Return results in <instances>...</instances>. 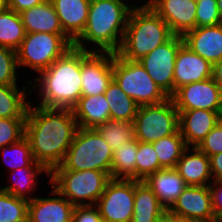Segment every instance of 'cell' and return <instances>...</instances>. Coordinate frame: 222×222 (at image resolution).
Segmentation results:
<instances>
[{
	"instance_id": "cell-7",
	"label": "cell",
	"mask_w": 222,
	"mask_h": 222,
	"mask_svg": "<svg viewBox=\"0 0 222 222\" xmlns=\"http://www.w3.org/2000/svg\"><path fill=\"white\" fill-rule=\"evenodd\" d=\"M113 79L139 106L159 104L169 97L153 81L139 61L113 53Z\"/></svg>"
},
{
	"instance_id": "cell-45",
	"label": "cell",
	"mask_w": 222,
	"mask_h": 222,
	"mask_svg": "<svg viewBox=\"0 0 222 222\" xmlns=\"http://www.w3.org/2000/svg\"><path fill=\"white\" fill-rule=\"evenodd\" d=\"M156 222H175V215L171 214L168 210H166L157 220Z\"/></svg>"
},
{
	"instance_id": "cell-11",
	"label": "cell",
	"mask_w": 222,
	"mask_h": 222,
	"mask_svg": "<svg viewBox=\"0 0 222 222\" xmlns=\"http://www.w3.org/2000/svg\"><path fill=\"white\" fill-rule=\"evenodd\" d=\"M96 206L103 222H131L134 213V180L111 179Z\"/></svg>"
},
{
	"instance_id": "cell-21",
	"label": "cell",
	"mask_w": 222,
	"mask_h": 222,
	"mask_svg": "<svg viewBox=\"0 0 222 222\" xmlns=\"http://www.w3.org/2000/svg\"><path fill=\"white\" fill-rule=\"evenodd\" d=\"M64 33L74 42L85 29L91 0H50Z\"/></svg>"
},
{
	"instance_id": "cell-34",
	"label": "cell",
	"mask_w": 222,
	"mask_h": 222,
	"mask_svg": "<svg viewBox=\"0 0 222 222\" xmlns=\"http://www.w3.org/2000/svg\"><path fill=\"white\" fill-rule=\"evenodd\" d=\"M28 202L0 190V222H28Z\"/></svg>"
},
{
	"instance_id": "cell-26",
	"label": "cell",
	"mask_w": 222,
	"mask_h": 222,
	"mask_svg": "<svg viewBox=\"0 0 222 222\" xmlns=\"http://www.w3.org/2000/svg\"><path fill=\"white\" fill-rule=\"evenodd\" d=\"M27 83L21 90L18 85H0V118H26L31 101L27 98L31 95L30 80Z\"/></svg>"
},
{
	"instance_id": "cell-47",
	"label": "cell",
	"mask_w": 222,
	"mask_h": 222,
	"mask_svg": "<svg viewBox=\"0 0 222 222\" xmlns=\"http://www.w3.org/2000/svg\"><path fill=\"white\" fill-rule=\"evenodd\" d=\"M217 8L219 11L220 19L222 21V0H217Z\"/></svg>"
},
{
	"instance_id": "cell-48",
	"label": "cell",
	"mask_w": 222,
	"mask_h": 222,
	"mask_svg": "<svg viewBox=\"0 0 222 222\" xmlns=\"http://www.w3.org/2000/svg\"><path fill=\"white\" fill-rule=\"evenodd\" d=\"M5 7V0H0V11Z\"/></svg>"
},
{
	"instance_id": "cell-33",
	"label": "cell",
	"mask_w": 222,
	"mask_h": 222,
	"mask_svg": "<svg viewBox=\"0 0 222 222\" xmlns=\"http://www.w3.org/2000/svg\"><path fill=\"white\" fill-rule=\"evenodd\" d=\"M6 166L14 171L22 167H45L36 162L32 156L29 140L24 137L20 141L6 145L0 149Z\"/></svg>"
},
{
	"instance_id": "cell-20",
	"label": "cell",
	"mask_w": 222,
	"mask_h": 222,
	"mask_svg": "<svg viewBox=\"0 0 222 222\" xmlns=\"http://www.w3.org/2000/svg\"><path fill=\"white\" fill-rule=\"evenodd\" d=\"M175 169L187 186H206L213 181L210 159L198 147H187Z\"/></svg>"
},
{
	"instance_id": "cell-3",
	"label": "cell",
	"mask_w": 222,
	"mask_h": 222,
	"mask_svg": "<svg viewBox=\"0 0 222 222\" xmlns=\"http://www.w3.org/2000/svg\"><path fill=\"white\" fill-rule=\"evenodd\" d=\"M38 76L30 87L38 89L39 106L72 109L82 96L81 49L73 46Z\"/></svg>"
},
{
	"instance_id": "cell-22",
	"label": "cell",
	"mask_w": 222,
	"mask_h": 222,
	"mask_svg": "<svg viewBox=\"0 0 222 222\" xmlns=\"http://www.w3.org/2000/svg\"><path fill=\"white\" fill-rule=\"evenodd\" d=\"M144 181L167 210L187 186L175 168H163L149 175Z\"/></svg>"
},
{
	"instance_id": "cell-15",
	"label": "cell",
	"mask_w": 222,
	"mask_h": 222,
	"mask_svg": "<svg viewBox=\"0 0 222 222\" xmlns=\"http://www.w3.org/2000/svg\"><path fill=\"white\" fill-rule=\"evenodd\" d=\"M168 24L174 35L196 28V0H145Z\"/></svg>"
},
{
	"instance_id": "cell-41",
	"label": "cell",
	"mask_w": 222,
	"mask_h": 222,
	"mask_svg": "<svg viewBox=\"0 0 222 222\" xmlns=\"http://www.w3.org/2000/svg\"><path fill=\"white\" fill-rule=\"evenodd\" d=\"M209 189L211 192L215 222H218L222 219V181H212Z\"/></svg>"
},
{
	"instance_id": "cell-9",
	"label": "cell",
	"mask_w": 222,
	"mask_h": 222,
	"mask_svg": "<svg viewBox=\"0 0 222 222\" xmlns=\"http://www.w3.org/2000/svg\"><path fill=\"white\" fill-rule=\"evenodd\" d=\"M135 139L153 143L179 130V113L171 97L159 104L141 105L134 119Z\"/></svg>"
},
{
	"instance_id": "cell-40",
	"label": "cell",
	"mask_w": 222,
	"mask_h": 222,
	"mask_svg": "<svg viewBox=\"0 0 222 222\" xmlns=\"http://www.w3.org/2000/svg\"><path fill=\"white\" fill-rule=\"evenodd\" d=\"M72 222H103L96 205L75 206Z\"/></svg>"
},
{
	"instance_id": "cell-38",
	"label": "cell",
	"mask_w": 222,
	"mask_h": 222,
	"mask_svg": "<svg viewBox=\"0 0 222 222\" xmlns=\"http://www.w3.org/2000/svg\"><path fill=\"white\" fill-rule=\"evenodd\" d=\"M222 23L217 0H196V27L214 26Z\"/></svg>"
},
{
	"instance_id": "cell-28",
	"label": "cell",
	"mask_w": 222,
	"mask_h": 222,
	"mask_svg": "<svg viewBox=\"0 0 222 222\" xmlns=\"http://www.w3.org/2000/svg\"><path fill=\"white\" fill-rule=\"evenodd\" d=\"M110 108V119L134 122L139 105L113 79L104 92Z\"/></svg>"
},
{
	"instance_id": "cell-25",
	"label": "cell",
	"mask_w": 222,
	"mask_h": 222,
	"mask_svg": "<svg viewBox=\"0 0 222 222\" xmlns=\"http://www.w3.org/2000/svg\"><path fill=\"white\" fill-rule=\"evenodd\" d=\"M166 210L145 181L134 180V213L131 222H156Z\"/></svg>"
},
{
	"instance_id": "cell-42",
	"label": "cell",
	"mask_w": 222,
	"mask_h": 222,
	"mask_svg": "<svg viewBox=\"0 0 222 222\" xmlns=\"http://www.w3.org/2000/svg\"><path fill=\"white\" fill-rule=\"evenodd\" d=\"M45 1L46 0H5V6L20 14Z\"/></svg>"
},
{
	"instance_id": "cell-13",
	"label": "cell",
	"mask_w": 222,
	"mask_h": 222,
	"mask_svg": "<svg viewBox=\"0 0 222 222\" xmlns=\"http://www.w3.org/2000/svg\"><path fill=\"white\" fill-rule=\"evenodd\" d=\"M171 98L178 112L195 109L222 112V91L213 77L183 85Z\"/></svg>"
},
{
	"instance_id": "cell-37",
	"label": "cell",
	"mask_w": 222,
	"mask_h": 222,
	"mask_svg": "<svg viewBox=\"0 0 222 222\" xmlns=\"http://www.w3.org/2000/svg\"><path fill=\"white\" fill-rule=\"evenodd\" d=\"M26 118H0V149L25 137Z\"/></svg>"
},
{
	"instance_id": "cell-35",
	"label": "cell",
	"mask_w": 222,
	"mask_h": 222,
	"mask_svg": "<svg viewBox=\"0 0 222 222\" xmlns=\"http://www.w3.org/2000/svg\"><path fill=\"white\" fill-rule=\"evenodd\" d=\"M152 143L139 142L136 154V180L144 181L152 173L162 170Z\"/></svg>"
},
{
	"instance_id": "cell-5",
	"label": "cell",
	"mask_w": 222,
	"mask_h": 222,
	"mask_svg": "<svg viewBox=\"0 0 222 222\" xmlns=\"http://www.w3.org/2000/svg\"><path fill=\"white\" fill-rule=\"evenodd\" d=\"M113 151L95 128L77 129L63 162L52 170H98L111 174Z\"/></svg>"
},
{
	"instance_id": "cell-39",
	"label": "cell",
	"mask_w": 222,
	"mask_h": 222,
	"mask_svg": "<svg viewBox=\"0 0 222 222\" xmlns=\"http://www.w3.org/2000/svg\"><path fill=\"white\" fill-rule=\"evenodd\" d=\"M198 148L208 157L222 152V119L206 135Z\"/></svg>"
},
{
	"instance_id": "cell-18",
	"label": "cell",
	"mask_w": 222,
	"mask_h": 222,
	"mask_svg": "<svg viewBox=\"0 0 222 222\" xmlns=\"http://www.w3.org/2000/svg\"><path fill=\"white\" fill-rule=\"evenodd\" d=\"M212 76L213 65L183 43L175 61L174 93L183 85L200 82Z\"/></svg>"
},
{
	"instance_id": "cell-23",
	"label": "cell",
	"mask_w": 222,
	"mask_h": 222,
	"mask_svg": "<svg viewBox=\"0 0 222 222\" xmlns=\"http://www.w3.org/2000/svg\"><path fill=\"white\" fill-rule=\"evenodd\" d=\"M72 111L81 128H96L110 119V108L104 94L81 96Z\"/></svg>"
},
{
	"instance_id": "cell-2",
	"label": "cell",
	"mask_w": 222,
	"mask_h": 222,
	"mask_svg": "<svg viewBox=\"0 0 222 222\" xmlns=\"http://www.w3.org/2000/svg\"><path fill=\"white\" fill-rule=\"evenodd\" d=\"M125 1L91 0L85 29L73 42V46L90 52L117 53L124 38L129 14L136 4ZM85 43L93 44L96 49H92L91 45V48L89 45L87 47Z\"/></svg>"
},
{
	"instance_id": "cell-30",
	"label": "cell",
	"mask_w": 222,
	"mask_h": 222,
	"mask_svg": "<svg viewBox=\"0 0 222 222\" xmlns=\"http://www.w3.org/2000/svg\"><path fill=\"white\" fill-rule=\"evenodd\" d=\"M26 36L19 13L8 7L0 11V46L17 50Z\"/></svg>"
},
{
	"instance_id": "cell-27",
	"label": "cell",
	"mask_w": 222,
	"mask_h": 222,
	"mask_svg": "<svg viewBox=\"0 0 222 222\" xmlns=\"http://www.w3.org/2000/svg\"><path fill=\"white\" fill-rule=\"evenodd\" d=\"M9 172H11L9 179L11 178L12 183H10L11 185L3 186L0 190L28 201L36 197L30 194L37 190L38 176L41 173H45L48 178L50 177V171L46 167H22Z\"/></svg>"
},
{
	"instance_id": "cell-31",
	"label": "cell",
	"mask_w": 222,
	"mask_h": 222,
	"mask_svg": "<svg viewBox=\"0 0 222 222\" xmlns=\"http://www.w3.org/2000/svg\"><path fill=\"white\" fill-rule=\"evenodd\" d=\"M152 144L159 164L163 168H175L182 153L187 148L179 130L175 134L161 138Z\"/></svg>"
},
{
	"instance_id": "cell-4",
	"label": "cell",
	"mask_w": 222,
	"mask_h": 222,
	"mask_svg": "<svg viewBox=\"0 0 222 222\" xmlns=\"http://www.w3.org/2000/svg\"><path fill=\"white\" fill-rule=\"evenodd\" d=\"M143 2V5L137 3L132 8L117 52L122 58L131 61H139L174 35L168 24L146 1Z\"/></svg>"
},
{
	"instance_id": "cell-6",
	"label": "cell",
	"mask_w": 222,
	"mask_h": 222,
	"mask_svg": "<svg viewBox=\"0 0 222 222\" xmlns=\"http://www.w3.org/2000/svg\"><path fill=\"white\" fill-rule=\"evenodd\" d=\"M108 173L98 170H51L49 184L72 205H96L106 185Z\"/></svg>"
},
{
	"instance_id": "cell-17",
	"label": "cell",
	"mask_w": 222,
	"mask_h": 222,
	"mask_svg": "<svg viewBox=\"0 0 222 222\" xmlns=\"http://www.w3.org/2000/svg\"><path fill=\"white\" fill-rule=\"evenodd\" d=\"M179 113V131L187 147H198L206 135L222 119V112L204 109Z\"/></svg>"
},
{
	"instance_id": "cell-29",
	"label": "cell",
	"mask_w": 222,
	"mask_h": 222,
	"mask_svg": "<svg viewBox=\"0 0 222 222\" xmlns=\"http://www.w3.org/2000/svg\"><path fill=\"white\" fill-rule=\"evenodd\" d=\"M138 140H130L113 151L111 179L136 180Z\"/></svg>"
},
{
	"instance_id": "cell-10",
	"label": "cell",
	"mask_w": 222,
	"mask_h": 222,
	"mask_svg": "<svg viewBox=\"0 0 222 222\" xmlns=\"http://www.w3.org/2000/svg\"><path fill=\"white\" fill-rule=\"evenodd\" d=\"M184 43L183 37L173 35L139 60L153 81L168 97L174 94V68L177 53Z\"/></svg>"
},
{
	"instance_id": "cell-16",
	"label": "cell",
	"mask_w": 222,
	"mask_h": 222,
	"mask_svg": "<svg viewBox=\"0 0 222 222\" xmlns=\"http://www.w3.org/2000/svg\"><path fill=\"white\" fill-rule=\"evenodd\" d=\"M51 188L50 196L53 197L36 196L29 200L28 222H72L75 206L54 187Z\"/></svg>"
},
{
	"instance_id": "cell-24",
	"label": "cell",
	"mask_w": 222,
	"mask_h": 222,
	"mask_svg": "<svg viewBox=\"0 0 222 222\" xmlns=\"http://www.w3.org/2000/svg\"><path fill=\"white\" fill-rule=\"evenodd\" d=\"M26 33L65 34L50 0L20 13Z\"/></svg>"
},
{
	"instance_id": "cell-43",
	"label": "cell",
	"mask_w": 222,
	"mask_h": 222,
	"mask_svg": "<svg viewBox=\"0 0 222 222\" xmlns=\"http://www.w3.org/2000/svg\"><path fill=\"white\" fill-rule=\"evenodd\" d=\"M213 181H222V152L209 157Z\"/></svg>"
},
{
	"instance_id": "cell-8",
	"label": "cell",
	"mask_w": 222,
	"mask_h": 222,
	"mask_svg": "<svg viewBox=\"0 0 222 222\" xmlns=\"http://www.w3.org/2000/svg\"><path fill=\"white\" fill-rule=\"evenodd\" d=\"M72 47L73 41L66 34L26 33L16 50L18 67H28L39 74Z\"/></svg>"
},
{
	"instance_id": "cell-1",
	"label": "cell",
	"mask_w": 222,
	"mask_h": 222,
	"mask_svg": "<svg viewBox=\"0 0 222 222\" xmlns=\"http://www.w3.org/2000/svg\"><path fill=\"white\" fill-rule=\"evenodd\" d=\"M78 128L72 109L33 106L30 101L25 137L34 160L49 171L63 162Z\"/></svg>"
},
{
	"instance_id": "cell-46",
	"label": "cell",
	"mask_w": 222,
	"mask_h": 222,
	"mask_svg": "<svg viewBox=\"0 0 222 222\" xmlns=\"http://www.w3.org/2000/svg\"><path fill=\"white\" fill-rule=\"evenodd\" d=\"M175 222H204V221L197 220V219H191V218L179 217V216L175 215Z\"/></svg>"
},
{
	"instance_id": "cell-12",
	"label": "cell",
	"mask_w": 222,
	"mask_h": 222,
	"mask_svg": "<svg viewBox=\"0 0 222 222\" xmlns=\"http://www.w3.org/2000/svg\"><path fill=\"white\" fill-rule=\"evenodd\" d=\"M82 96L104 94L113 80V53L81 49Z\"/></svg>"
},
{
	"instance_id": "cell-19",
	"label": "cell",
	"mask_w": 222,
	"mask_h": 222,
	"mask_svg": "<svg viewBox=\"0 0 222 222\" xmlns=\"http://www.w3.org/2000/svg\"><path fill=\"white\" fill-rule=\"evenodd\" d=\"M182 37L187 47L212 65L222 60V23L196 27Z\"/></svg>"
},
{
	"instance_id": "cell-36",
	"label": "cell",
	"mask_w": 222,
	"mask_h": 222,
	"mask_svg": "<svg viewBox=\"0 0 222 222\" xmlns=\"http://www.w3.org/2000/svg\"><path fill=\"white\" fill-rule=\"evenodd\" d=\"M18 63L15 50L0 46V85H18ZM17 72V73H16Z\"/></svg>"
},
{
	"instance_id": "cell-14",
	"label": "cell",
	"mask_w": 222,
	"mask_h": 222,
	"mask_svg": "<svg viewBox=\"0 0 222 222\" xmlns=\"http://www.w3.org/2000/svg\"><path fill=\"white\" fill-rule=\"evenodd\" d=\"M168 211L179 217L215 222L209 185L186 186Z\"/></svg>"
},
{
	"instance_id": "cell-32",
	"label": "cell",
	"mask_w": 222,
	"mask_h": 222,
	"mask_svg": "<svg viewBox=\"0 0 222 222\" xmlns=\"http://www.w3.org/2000/svg\"><path fill=\"white\" fill-rule=\"evenodd\" d=\"M112 151L135 139L134 122L109 119L95 128Z\"/></svg>"
},
{
	"instance_id": "cell-44",
	"label": "cell",
	"mask_w": 222,
	"mask_h": 222,
	"mask_svg": "<svg viewBox=\"0 0 222 222\" xmlns=\"http://www.w3.org/2000/svg\"><path fill=\"white\" fill-rule=\"evenodd\" d=\"M213 79L222 91V60L213 65Z\"/></svg>"
}]
</instances>
